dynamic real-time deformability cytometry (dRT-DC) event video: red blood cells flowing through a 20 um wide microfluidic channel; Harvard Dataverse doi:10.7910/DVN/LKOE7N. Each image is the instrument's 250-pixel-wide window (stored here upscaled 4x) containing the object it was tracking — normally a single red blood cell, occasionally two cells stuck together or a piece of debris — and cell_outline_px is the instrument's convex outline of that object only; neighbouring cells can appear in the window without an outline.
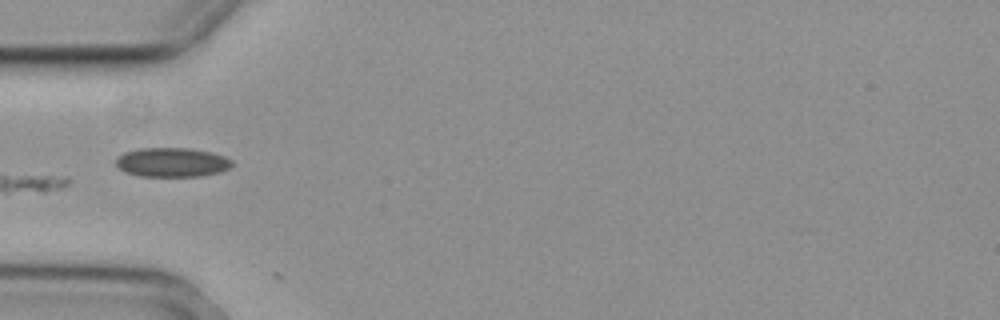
{"species": "common noctule bat (a hibernating species)", "species_latin": "Nyctalus noctula", "temperature_condition": "cold", "stored_images_in_passage": 3, "camera_frame_rate_fps": 3000, "um_per_image_px": 0.085, "animal": {"sex": "female", "body_mass_g": 29.2, "forearm_length_mm": 56.3}, "frame": {"image": 1, "passage_image": 1, "time_ms": 0.0, "image_size_px": [1000, 320], "cell_outline_px": [[232, 164], [228, 168], [220, 172], [200, 176], [140, 176], [124, 172], [116, 164], [116, 160], [124, 152], [140, 148], [188, 148], [208, 152], [224, 156], [232, 160]], "centroid_in_image_um": [14.6, 13.8], "position_along_channel_um": 70.4, "area_um2": 19.59}}